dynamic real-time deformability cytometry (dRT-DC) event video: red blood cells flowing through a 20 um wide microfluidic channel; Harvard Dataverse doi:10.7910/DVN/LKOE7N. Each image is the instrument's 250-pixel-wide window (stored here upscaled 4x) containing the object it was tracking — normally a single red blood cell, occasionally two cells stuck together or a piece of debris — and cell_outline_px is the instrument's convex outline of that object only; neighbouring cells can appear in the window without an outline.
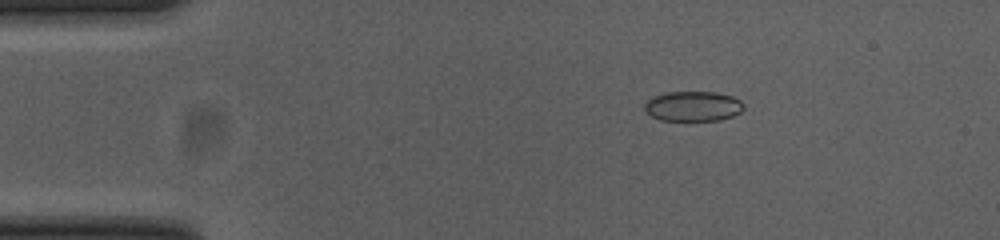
{"species": "common noctule bat (a hibernating species)", "species_latin": "Nyctalus noctula", "temperature_condition": "cold", "stored_images_in_passage": 55, "camera_frame_rate_fps": 3000, "um_per_image_px": 0.085, "animal": {"sex": "female", "body_mass_g": 23.0, "forearm_length_mm": 53.4}, "frame": {"image": 1, "passage_image": 9, "time_ms": 2.667, "image_size_px": [1000, 240], "cell_outline_px": [[744, 108], [740, 112], [732, 116], [720, 120], [660, 120], [644, 112], [644, 104], [652, 96], [668, 92], [716, 92], [732, 96], [740, 100], [744, 104]], "centroid_in_image_um": [58.89, 9.02], "position_along_channel_um": 26.1, "area_um2": 17.4}}
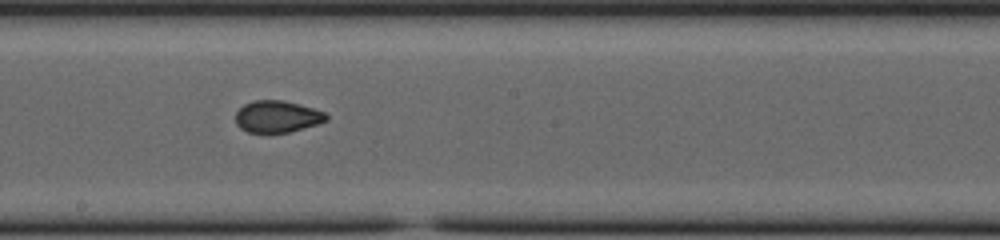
{"frame": {"image": 2, "passage_image": 30, "time_ms": 9.667, "image_size_px": [1000, 240], "cell_outline_px": [[328, 120], [316, 124], [288, 132], [248, 132], [240, 128], [236, 124], [236, 112], [244, 104], [252, 100], [284, 100], [300, 104], [324, 112], [328, 116]], "centroid_in_image_um": [23.54, 9.89], "position_along_channel_um": 224.7, "area_um2": 16.7}}
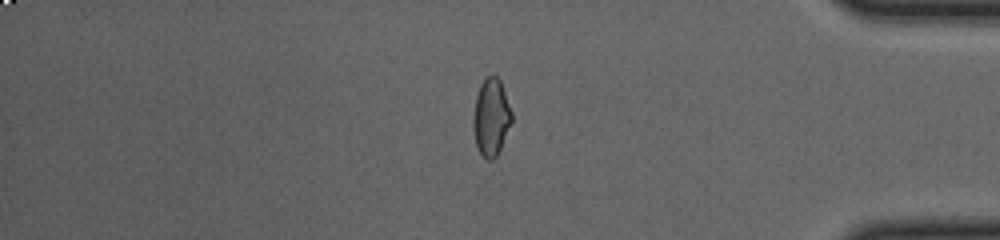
{"frame": {"image": 3, "passage_image": 46, "time_ms": 15.0, "image_size_px": [1000, 240], "cell_outline_px": [[512, 120], [500, 148], [496, 156], [492, 160], [488, 160], [480, 152], [476, 144], [472, 128], [472, 120], [476, 96], [480, 84], [492, 72], [500, 80], [512, 112]], "centroid_in_image_um": [41.73, 9.93], "position_along_channel_um": 393.5, "area_um2": 17.22}, "authors_computed_cell_mechanics": {"area_um2": 17.5134, "velocity_mm_per_s": 3.7197, "shape_relaxation_time_tau1_ms": null, "shape_relaxation_time_tau2_ms": 1.0221, "deformation_change_tau1": null, "deformation_change_tau2": 0.0525}}